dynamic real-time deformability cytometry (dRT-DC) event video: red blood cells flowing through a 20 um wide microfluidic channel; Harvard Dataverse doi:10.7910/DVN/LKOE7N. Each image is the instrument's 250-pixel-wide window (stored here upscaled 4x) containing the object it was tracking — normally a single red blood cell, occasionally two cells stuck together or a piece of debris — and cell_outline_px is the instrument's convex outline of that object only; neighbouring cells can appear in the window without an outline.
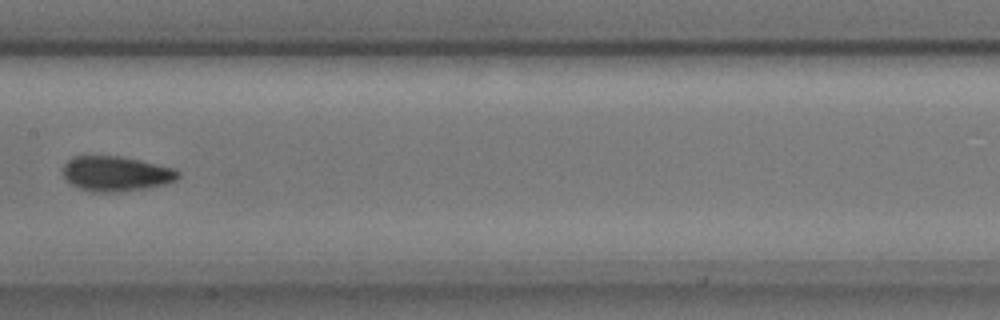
{"species": "common noctule bat (a hibernating species)", "species_latin": "Nyctalus noctula", "temperature_condition": "cold", "stored_images_in_passage": 14, "camera_frame_rate_fps": 3000, "um_per_image_px": 0.085, "animal": {"sex": "male", "body_mass_g": 17.9, "forearm_length_mm": 54.2}, "frame": {"image": 1, "passage_image": 7, "time_ms": 2.0, "image_size_px": [1000, 320], "cell_outline_px": [[180, 176], [176, 180], [164, 184], [144, 188], [120, 192], [96, 192], [80, 188], [72, 184], [64, 176], [64, 164], [72, 156], [120, 156], [140, 160], [172, 168], [180, 172]], "centroid_in_image_um": [9.87, 14.76], "position_along_channel_um": 197.5, "area_um2": 23.24}}
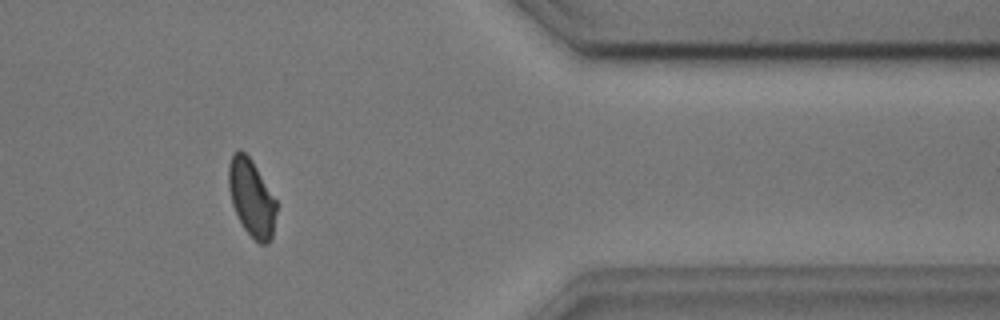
{"frame": {"image": 2, "passage_image": 12, "time_ms": 3.667, "image_size_px": [1000, 320], "cell_outline_px": [[276, 212], [272, 236], [268, 244], [260, 244], [244, 228], [232, 204], [228, 188], [228, 164], [232, 152], [240, 148], [252, 160], [276, 200]], "centroid_in_image_um": [21.36, 16.77], "position_along_channel_um": 390.0, "area_um2": 21.39}}
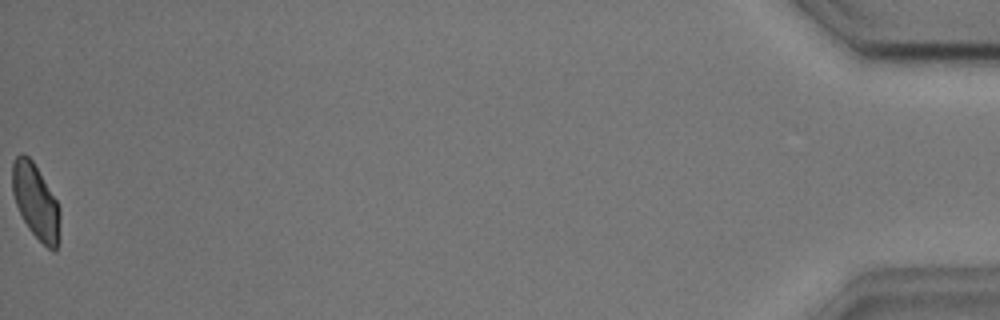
{"frame": {"image": 3, "passage_image": 14, "time_ms": 4.333, "image_size_px": [1000, 320], "cell_outline_px": [[60, 240], [56, 252], [52, 252], [28, 228], [16, 204], [12, 192], [12, 164], [16, 156], [20, 152], [28, 156], [32, 160], [56, 200], [60, 208]], "centroid_in_image_um": [3.06, 17.16], "position_along_channel_um": 432.1, "area_um2": 20.81}}